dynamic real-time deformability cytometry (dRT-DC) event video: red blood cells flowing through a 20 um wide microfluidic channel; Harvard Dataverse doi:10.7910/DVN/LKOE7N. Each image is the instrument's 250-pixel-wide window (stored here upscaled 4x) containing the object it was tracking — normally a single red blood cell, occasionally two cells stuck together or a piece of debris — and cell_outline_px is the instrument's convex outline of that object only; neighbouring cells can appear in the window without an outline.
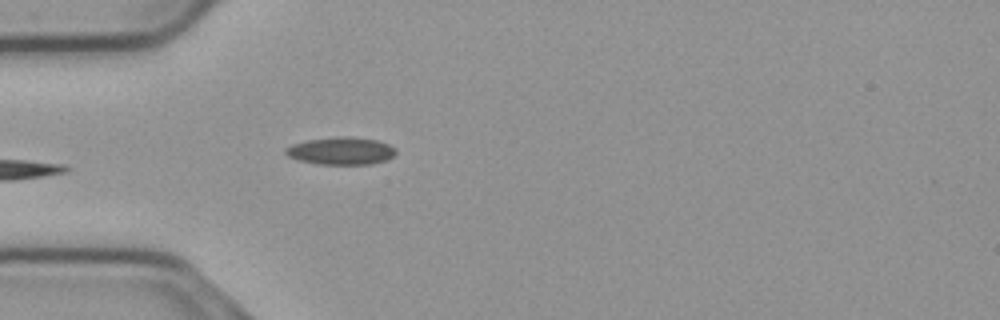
{"species": "common noctule bat (a hibernating species)", "species_latin": "Nyctalus noctula", "temperature_condition": "cold", "stored_images_in_passage": 37, "camera_frame_rate_fps": 3000, "um_per_image_px": 0.085, "animal": {"sex": "male", "body_mass_g": 23.1, "forearm_length_mm": 52.7}, "frame": {"image": 1, "passage_image": 1, "time_ms": 0.0, "image_size_px": [1000, 320], "cell_outline_px": [[396, 152], [392, 156], [384, 160], [372, 164], [316, 164], [300, 160], [288, 156], [284, 152], [284, 148], [292, 144], [308, 140], [336, 136], [348, 136], [376, 140], [388, 144], [396, 148]], "centroid_in_image_um": [28.96, 12.82], "position_along_channel_um": 56.0, "area_um2": 17.63}}
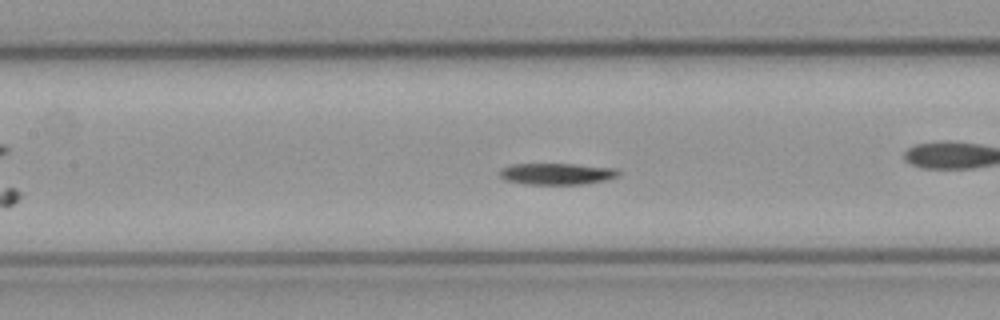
{"frame": {"image": 2, "passage_image": 7, "time_ms": 2.0, "image_size_px": [1000, 320], "cell_outline_px": [[620, 176], [608, 180], [588, 184], [524, 184], [504, 180], [500, 176], [500, 168], [512, 164], [572, 164], [616, 168], [620, 172]], "centroid_in_image_um": [47.36, 14.78], "position_along_channel_um": 160.0, "area_um2": 15.09}}